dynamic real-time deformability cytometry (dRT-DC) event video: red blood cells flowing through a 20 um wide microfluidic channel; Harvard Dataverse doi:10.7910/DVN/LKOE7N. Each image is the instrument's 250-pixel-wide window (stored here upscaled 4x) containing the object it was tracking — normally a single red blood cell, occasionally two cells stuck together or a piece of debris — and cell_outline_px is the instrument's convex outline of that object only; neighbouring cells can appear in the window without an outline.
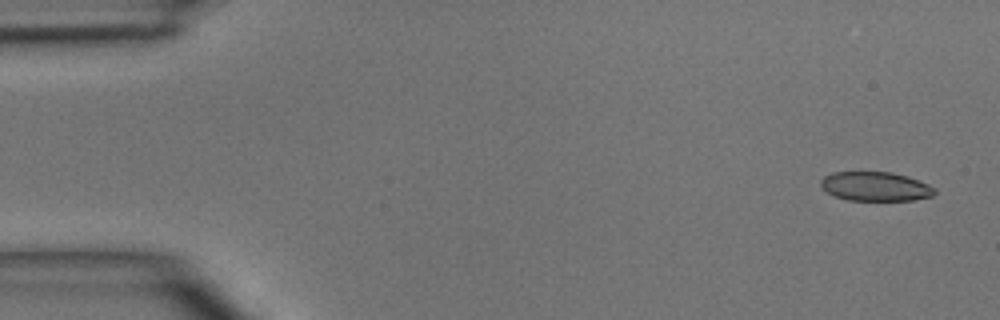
{"species": "common noctule bat (a hibernating species)", "species_latin": "Nyctalus noctula", "temperature_condition": "room temperature", "stored_images_in_passage": 5, "camera_frame_rate_fps": 3000, "um_per_image_px": 0.085, "animal": {"sex": "male", "body_mass_g": 15.6}, "frame": {"image": 1, "passage_image": 1, "time_ms": 0.0, "image_size_px": [1000, 320], "cell_outline_px": [[936, 192], [932, 196], [912, 200], [848, 200], [832, 196], [820, 184], [820, 180], [824, 176], [832, 172], [892, 172], [908, 176], [928, 184], [936, 188]], "centroid_in_image_um": [74.41, 15.84], "position_along_channel_um": 10.6, "area_um2": 19.42}}
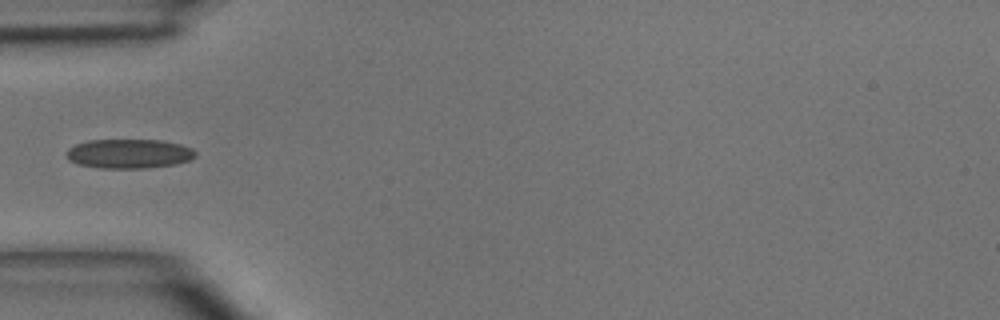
{"frame": {"image": 2, "passage_image": 4, "time_ms": 4.333, "image_size_px": [1000, 320], "cell_outline_px": [[196, 156], [188, 160], [176, 164], [144, 168], [100, 168], [80, 164], [68, 160], [68, 148], [76, 144], [88, 140], [160, 140], [180, 144], [192, 148], [196, 152]], "centroid_in_image_um": [10.98, 13.06], "position_along_channel_um": 74.0, "area_um2": 21.91}}
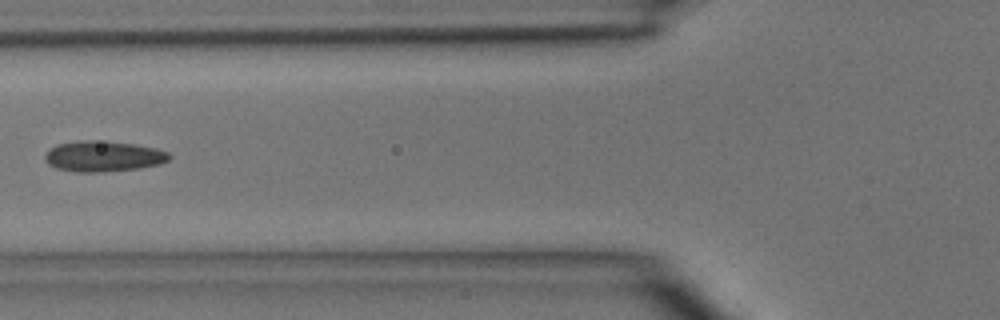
{"frame": {"image": 3, "passage_image": 5, "time_ms": 5.333, "image_size_px": [1000, 320], "cell_outline_px": [[172, 156], [168, 160], [160, 164], [140, 168], [104, 172], [76, 172], [56, 168], [48, 164], [44, 160], [44, 156], [56, 144], [76, 140], [92, 140], [136, 144], [156, 148], [168, 152]], "centroid_in_image_um": [8.78, 13.28], "position_along_channel_um": 117.0, "area_um2": 22.37}}